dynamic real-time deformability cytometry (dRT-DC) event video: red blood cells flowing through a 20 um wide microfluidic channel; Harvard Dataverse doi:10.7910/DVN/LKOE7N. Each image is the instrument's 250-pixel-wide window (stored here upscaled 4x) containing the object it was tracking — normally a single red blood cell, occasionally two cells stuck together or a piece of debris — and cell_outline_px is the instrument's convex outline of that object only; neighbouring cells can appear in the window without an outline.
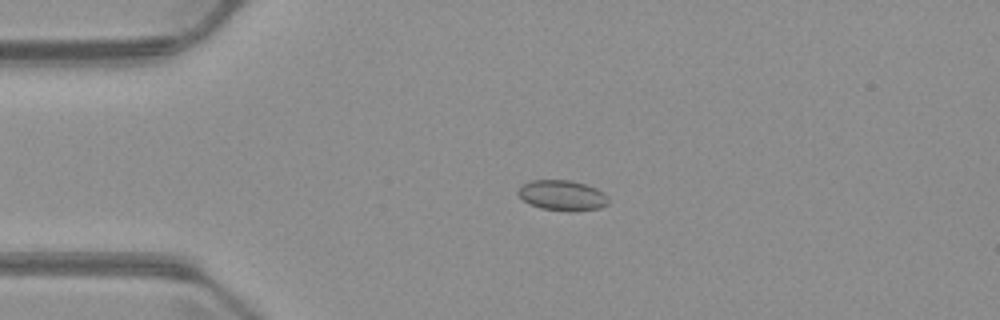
{"species": "common noctule bat (a hibernating species)", "species_latin": "Nyctalus noctula", "temperature_condition": "warm", "stored_images_in_passage": 1, "camera_frame_rate_fps": 3000, "um_per_image_px": 0.085, "animal": {"sex": "male", "body_mass_g": 23.1, "forearm_length_mm": 52.7}, "frame": {"image": 1, "passage_image": 1, "time_ms": 0.0, "image_size_px": [1000, 320], "cell_outline_px": [[608, 204], [600, 208], [572, 212], [568, 212], [540, 208], [528, 204], [516, 192], [520, 184], [532, 180], [572, 180], [596, 188], [604, 192], [608, 196]], "centroid_in_image_um": [47.78, 16.61], "position_along_channel_um": 37.2, "area_um2": 16.3}}